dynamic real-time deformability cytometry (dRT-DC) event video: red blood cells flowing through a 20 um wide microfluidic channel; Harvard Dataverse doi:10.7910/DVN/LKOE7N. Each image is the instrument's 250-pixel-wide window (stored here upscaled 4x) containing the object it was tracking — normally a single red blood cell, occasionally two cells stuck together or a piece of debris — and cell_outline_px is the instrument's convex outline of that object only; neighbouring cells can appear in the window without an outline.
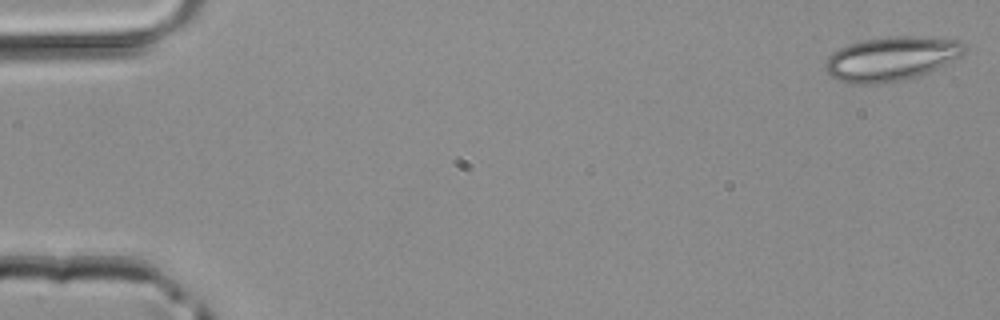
{"species": "common noctule bat (a hibernating species)", "species_latin": "Nyctalus noctula", "temperature_condition": "room temperature", "stored_images_in_passage": 3, "camera_frame_rate_fps": 3000, "um_per_image_px": 0.085, "animal": {"sex": "male", "body_mass_g": 20.4}, "frame": {"image": 1, "passage_image": 1, "time_ms": 0.0, "image_size_px": [1000, 320], "cell_outline_px": [[968, 48], [960, 56], [928, 72], [904, 80], [880, 84], [848, 84], [836, 80], [824, 68], [824, 64], [828, 56], [832, 52], [848, 44], [864, 40], [892, 36], [908, 36], [960, 40]], "centroid_in_image_um": [75.71, 5.0], "position_along_channel_um": 9.3, "area_um2": 35.78}}